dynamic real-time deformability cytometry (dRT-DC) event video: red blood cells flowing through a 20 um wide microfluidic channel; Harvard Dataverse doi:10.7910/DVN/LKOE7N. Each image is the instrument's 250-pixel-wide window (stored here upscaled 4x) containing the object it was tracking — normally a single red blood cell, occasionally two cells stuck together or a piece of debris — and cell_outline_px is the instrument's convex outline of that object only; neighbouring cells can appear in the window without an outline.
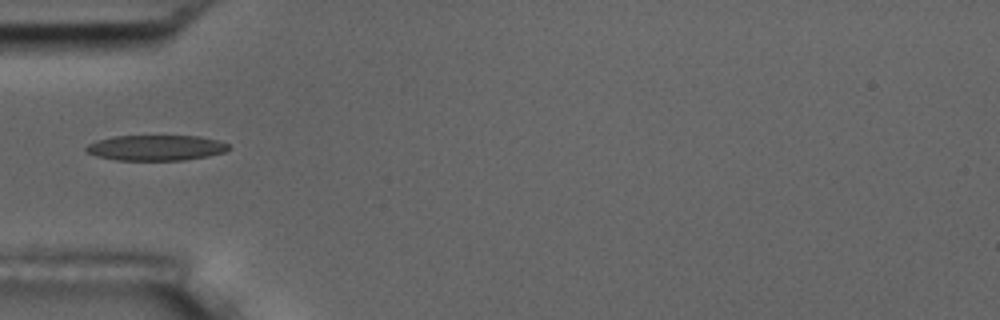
{"species": "common noctule bat (a hibernating species)", "species_latin": "Nyctalus noctula", "temperature_condition": "room temperature", "stored_images_in_passage": 2, "camera_frame_rate_fps": 3000, "um_per_image_px": 0.085, "animal": {"sex": "male", "body_mass_g": 17.5, "forearm_length_mm": 52.3}, "frame": {"image": 1, "passage_image": 2, "time_ms": 1.333, "image_size_px": [1000, 320], "cell_outline_px": [[232, 148], [224, 152], [208, 156], [184, 160], [116, 160], [96, 156], [84, 152], [84, 148], [88, 144], [96, 140], [112, 136], [200, 136], [216, 140], [228, 144]], "centroid_in_image_um": [13.21, 12.56], "position_along_channel_um": 71.8, "area_um2": 21.33}}